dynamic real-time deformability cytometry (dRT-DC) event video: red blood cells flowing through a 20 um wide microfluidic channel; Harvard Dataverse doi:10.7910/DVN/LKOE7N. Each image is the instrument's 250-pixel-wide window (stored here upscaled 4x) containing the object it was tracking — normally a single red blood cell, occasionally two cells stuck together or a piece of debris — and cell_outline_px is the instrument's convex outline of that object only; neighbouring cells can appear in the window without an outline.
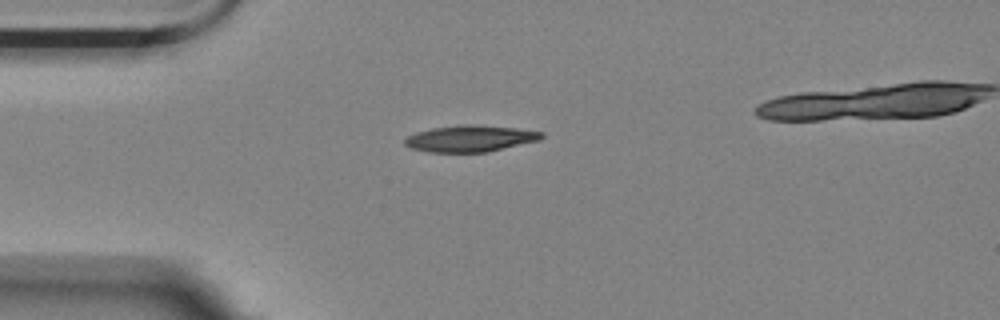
{"species": "Egyptian fruit bat (a non-hibernating species)", "species_latin": "Rousettus aegyptiacus", "temperature_condition": "room temperature", "stored_images_in_passage": 4, "camera_frame_rate_fps": 3000, "um_per_image_px": 0.085, "animal": {"sex": "female"}, "frame": {"image": 1, "passage_image": 2, "time_ms": 1.0, "image_size_px": [1000, 320], "cell_outline_px": [[544, 136], [540, 140], [488, 152], [428, 152], [412, 148], [404, 144], [404, 140], [408, 136], [416, 132], [432, 128], [460, 124], [472, 124], [512, 128], [544, 132]], "centroid_in_image_um": [39.96, 11.77], "position_along_channel_um": 45.0, "area_um2": 21.04}}
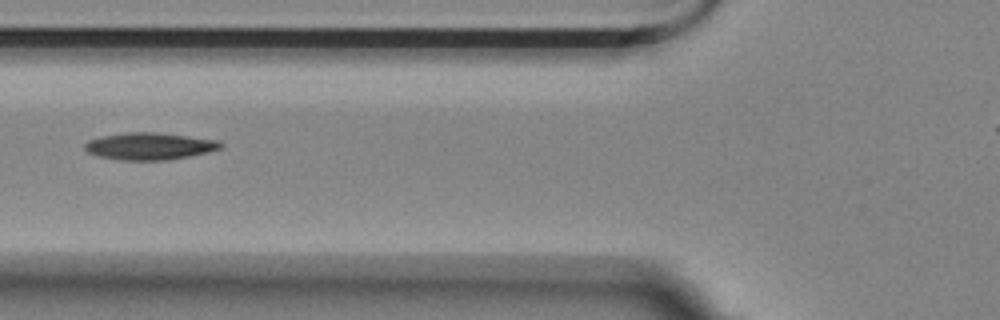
{"frame": {"image": 2, "passage_image": 4, "time_ms": 3.333, "image_size_px": [1000, 320], "cell_outline_px": [[224, 148], [208, 152], [168, 160], [120, 160], [100, 156], [88, 152], [84, 148], [84, 144], [88, 140], [100, 136], [128, 132], [152, 132], [188, 136], [220, 140], [224, 144]], "centroid_in_image_um": [12.74, 12.42], "position_along_channel_um": 113.1, "area_um2": 21.5}}